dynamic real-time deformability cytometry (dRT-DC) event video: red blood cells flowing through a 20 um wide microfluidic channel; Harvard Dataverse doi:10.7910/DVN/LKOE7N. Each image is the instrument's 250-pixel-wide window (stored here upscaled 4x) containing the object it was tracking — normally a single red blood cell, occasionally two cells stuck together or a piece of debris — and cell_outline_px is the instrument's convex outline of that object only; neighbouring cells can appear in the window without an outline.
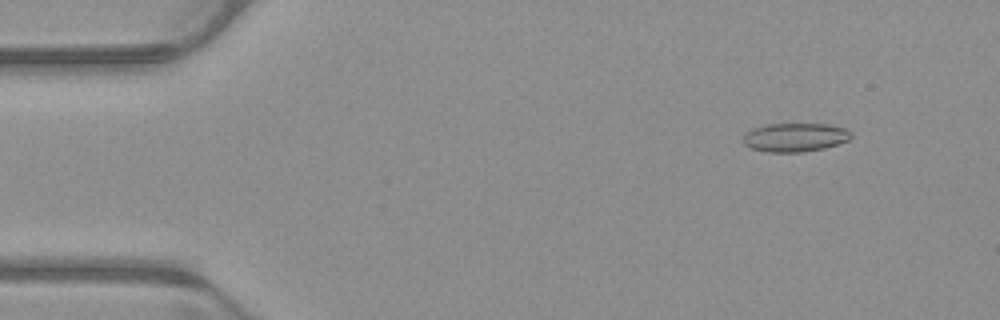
{"species": "common noctule bat (a hibernating species)", "species_latin": "Nyctalus noctula", "temperature_condition": "warm", "stored_images_in_passage": 53, "camera_frame_rate_fps": 3000, "um_per_image_px": 0.085, "animal": {"sex": "male", "body_mass_g": 23.1, "forearm_length_mm": 52.7}, "frame": {"image": 1, "passage_image": 6, "time_ms": 1.667, "image_size_px": [1000, 320], "cell_outline_px": [[852, 136], [848, 140], [824, 148], [804, 152], [768, 152], [752, 148], [744, 144], [744, 136], [752, 128], [768, 124], [828, 124], [844, 128], [852, 132]], "centroid_in_image_um": [67.6, 11.67], "position_along_channel_um": 17.4, "area_um2": 17.92}}
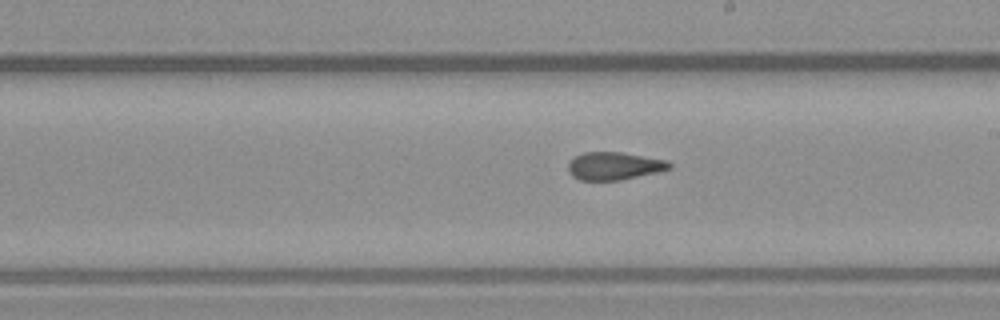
{"frame": {"image": 2, "passage_image": 30, "time_ms": 9.667, "image_size_px": [1000, 320], "cell_outline_px": [[672, 168], [660, 172], [620, 180], [580, 180], [572, 176], [568, 172], [568, 160], [584, 152], [620, 152], [668, 160], [672, 164]], "centroid_in_image_um": [52.22, 14.11], "position_along_channel_um": 236.8, "area_um2": 16.59}}
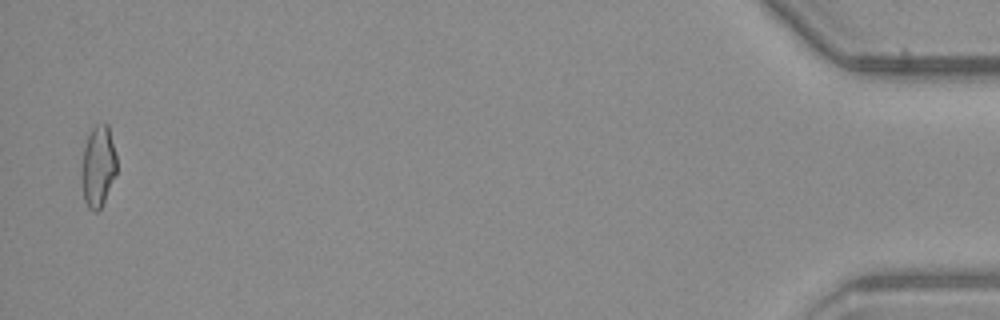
{"frame": {"image": 3, "passage_image": 52, "time_ms": 17.0, "image_size_px": [1000, 320], "cell_outline_px": [[116, 172], [104, 200], [100, 208], [96, 212], [92, 212], [88, 208], [84, 200], [80, 180], [80, 168], [84, 148], [88, 136], [92, 128], [96, 124], [108, 124], [116, 156]], "centroid_in_image_um": [8.3, 14.16], "position_along_channel_um": 426.9, "area_um2": 16.7}, "authors_computed_cell_mechanics": {"area_um2": 17.1666, "velocity_mm_per_s": 3.9345, "shape_relaxation_time_tau1_ms": null, "shape_relaxation_time_tau2_ms": 1.9471, "deformation_change_tau1": null, "deformation_change_tau2": 0.0812}}